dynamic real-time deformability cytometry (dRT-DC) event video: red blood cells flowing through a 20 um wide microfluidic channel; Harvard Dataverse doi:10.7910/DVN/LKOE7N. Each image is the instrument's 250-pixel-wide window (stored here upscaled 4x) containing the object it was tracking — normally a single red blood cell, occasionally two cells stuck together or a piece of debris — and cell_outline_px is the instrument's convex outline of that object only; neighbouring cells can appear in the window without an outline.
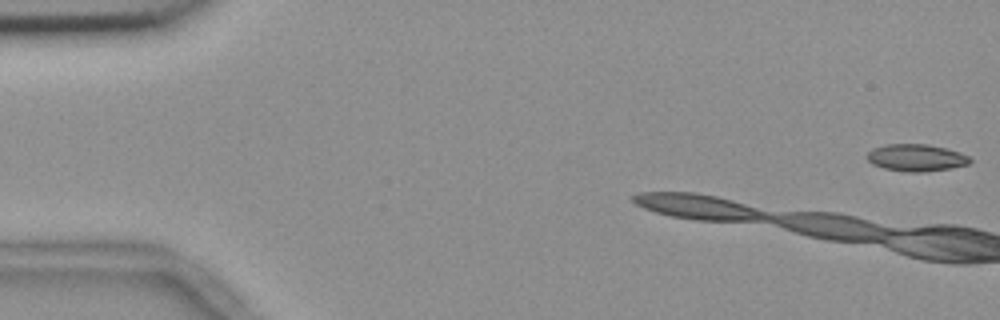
{"species": "common noctule bat (a hibernating species)", "species_latin": "Nyctalus noctula", "temperature_condition": "room temperature", "stored_images_in_passage": 8, "camera_frame_rate_fps": 3000, "um_per_image_px": 0.085, "animal": {"sex": "female", "body_mass_g": 18.4}, "frame": {"image": 1, "passage_image": 1, "time_ms": 0.0, "image_size_px": [1000, 320], "cell_outline_px": [[972, 160], [968, 164], [952, 168], [924, 172], [908, 172], [884, 168], [872, 164], [868, 160], [868, 152], [872, 148], [884, 144], [928, 144], [960, 152], [968, 156]], "centroid_in_image_um": [77.87, 13.4], "position_along_channel_um": 7.1, "area_um2": 16.24}}